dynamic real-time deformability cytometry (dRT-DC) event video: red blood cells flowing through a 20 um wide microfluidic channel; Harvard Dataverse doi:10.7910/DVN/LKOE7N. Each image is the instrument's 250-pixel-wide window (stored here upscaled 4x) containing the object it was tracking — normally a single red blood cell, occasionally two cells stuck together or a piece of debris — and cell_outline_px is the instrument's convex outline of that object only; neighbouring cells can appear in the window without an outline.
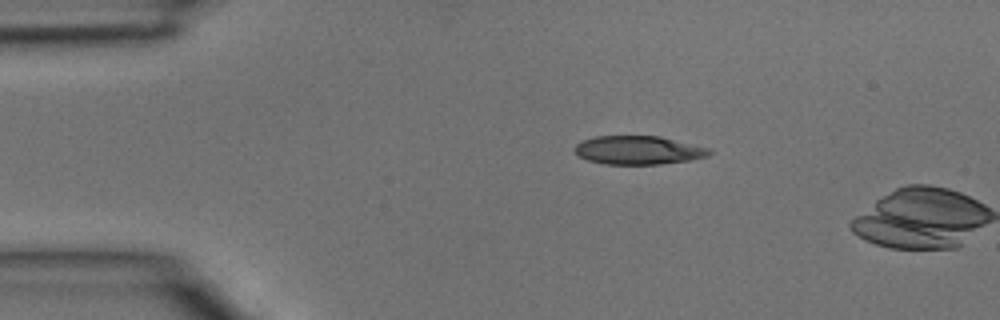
{"species": "common noctule bat (a hibernating species)", "species_latin": "Nyctalus noctula", "temperature_condition": "room temperature", "stored_images_in_passage": 2, "camera_frame_rate_fps": 3000, "um_per_image_px": 0.085, "animal": {"sex": "male", "body_mass_g": 15.6}, "frame": {"image": 1, "passage_image": 1, "time_ms": 0.0, "image_size_px": [1000, 320], "cell_outline_px": [[712, 152], [708, 156], [688, 160], [660, 164], [604, 164], [588, 160], [580, 156], [572, 148], [580, 140], [596, 136], [660, 136], [708, 148]], "centroid_in_image_um": [54.21, 12.76], "position_along_channel_um": 30.8, "area_um2": 22.31}}